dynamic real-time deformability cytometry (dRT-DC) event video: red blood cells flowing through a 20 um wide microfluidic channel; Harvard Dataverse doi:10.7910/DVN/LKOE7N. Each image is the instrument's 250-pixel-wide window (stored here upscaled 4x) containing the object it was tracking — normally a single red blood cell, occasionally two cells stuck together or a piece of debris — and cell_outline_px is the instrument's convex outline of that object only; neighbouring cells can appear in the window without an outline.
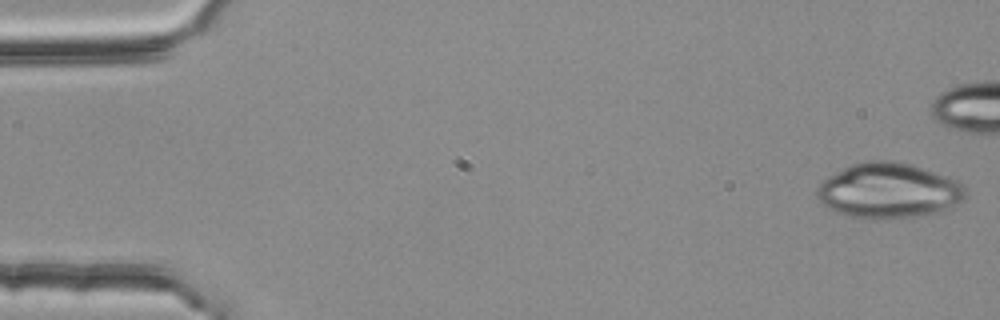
{"species": "common noctule bat (a hibernating species)", "species_latin": "Nyctalus noctula", "temperature_condition": "room temperature", "stored_images_in_passage": 44, "camera_frame_rate_fps": 3000, "um_per_image_px": 0.085, "animal": {"sex": "female", "body_mass_g": 25.1}, "frame": {"image": 1, "passage_image": 1, "time_ms": 0.0, "image_size_px": [1000, 320], "cell_outline_px": [[968, 196], [948, 208], [940, 212], [924, 216], [888, 220], [876, 220], [852, 216], [836, 212], [828, 208], [816, 196], [816, 188], [828, 176], [852, 164], [868, 160], [892, 160], [912, 164], [956, 180], [964, 184], [968, 192]], "centroid_in_image_um": [75.56, 16.22], "position_along_channel_um": 9.4, "area_um2": 48.26}}
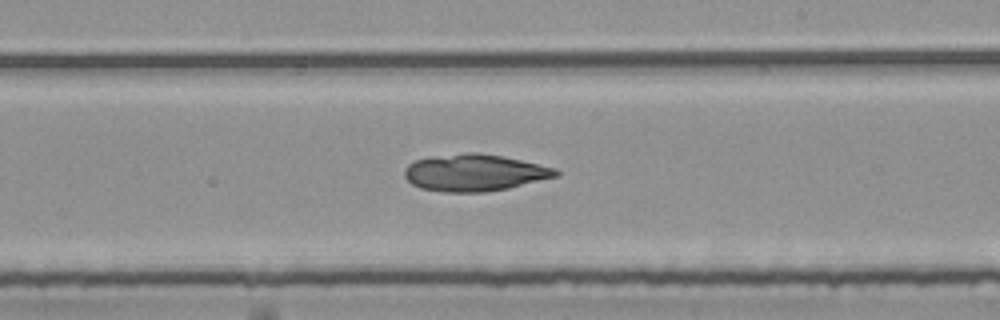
{"frame": {"image": 2, "passage_image": 31, "time_ms": 10.0, "image_size_px": [1000, 320], "cell_outline_px": [[560, 176], [508, 188], [484, 192], [444, 192], [420, 188], [412, 184], [404, 176], [404, 168], [408, 164], [416, 160], [436, 156], [464, 152], [476, 152], [504, 156], [556, 168], [560, 172]], "centroid_in_image_um": [40.35, 14.67], "position_along_channel_um": 248.6, "area_um2": 32.66}}
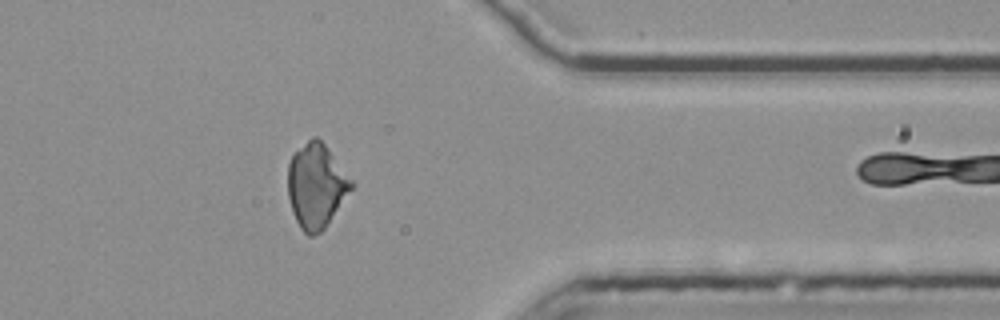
{"frame": {"image": 3, "passage_image": 43, "time_ms": 14.0, "image_size_px": [1000, 320], "cell_outline_px": [[356, 184], [324, 228], [320, 232], [312, 236], [308, 236], [300, 228], [292, 212], [288, 196], [288, 164], [292, 156], [312, 136], [316, 136], [324, 144]], "centroid_in_image_um": [26.88, 15.81], "position_along_channel_um": 384.5, "area_um2": 30.98}}